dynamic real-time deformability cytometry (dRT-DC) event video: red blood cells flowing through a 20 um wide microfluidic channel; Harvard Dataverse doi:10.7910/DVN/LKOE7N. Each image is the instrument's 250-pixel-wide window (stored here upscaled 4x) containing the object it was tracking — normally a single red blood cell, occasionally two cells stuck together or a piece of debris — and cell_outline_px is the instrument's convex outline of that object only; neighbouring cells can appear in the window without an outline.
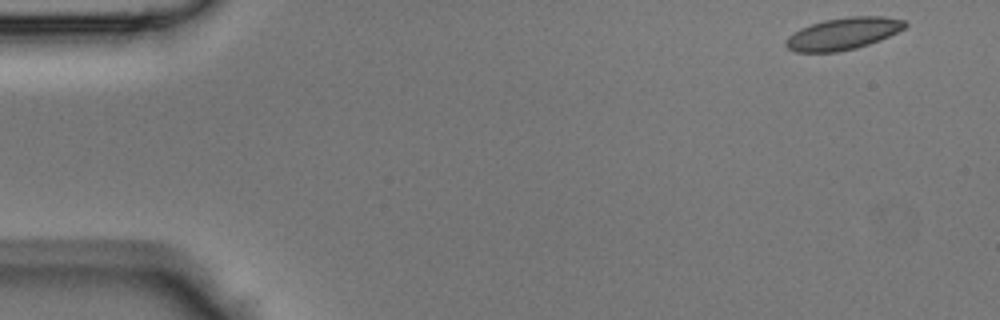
{"species": "Egyptian fruit bat (a non-hibernating species)", "species_latin": "Rousettus aegyptiacus", "temperature_condition": "room temperature", "stored_images_in_passage": 45, "camera_frame_rate_fps": 3000, "um_per_image_px": 0.085, "animal": {"sex": "male"}, "frame": {"image": 1, "passage_image": 1, "time_ms": 0.0, "image_size_px": [1000, 320], "cell_outline_px": [[908, 24], [904, 28], [880, 40], [856, 48], [840, 52], [796, 52], [788, 48], [784, 44], [788, 36], [800, 28], [824, 20], [848, 16], [884, 16], [904, 20]], "centroid_in_image_um": [71.66, 2.86], "position_along_channel_um": 13.3, "area_um2": 22.2}}
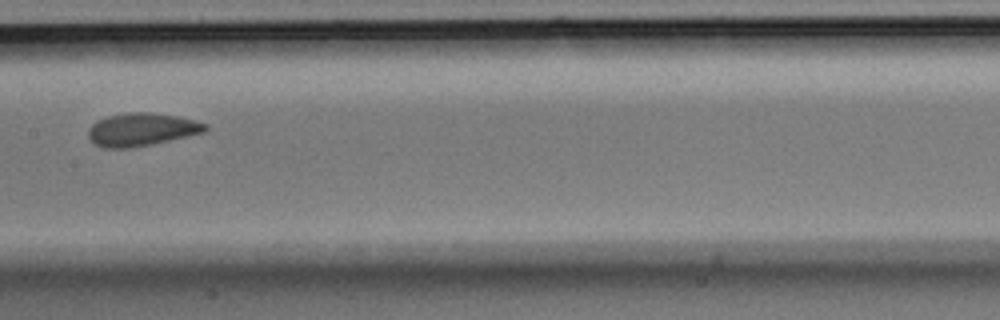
{"frame": {"image": 2, "passage_image": 22, "time_ms": 7.0, "image_size_px": [1000, 320], "cell_outline_px": [[208, 128], [204, 132], [168, 140], [128, 148], [104, 148], [96, 144], [88, 136], [88, 132], [92, 124], [108, 116], [128, 112], [152, 112], [180, 116], [196, 120], [208, 124]], "centroid_in_image_um": [12.07, 10.98], "position_along_channel_um": 195.3, "area_um2": 22.2}}
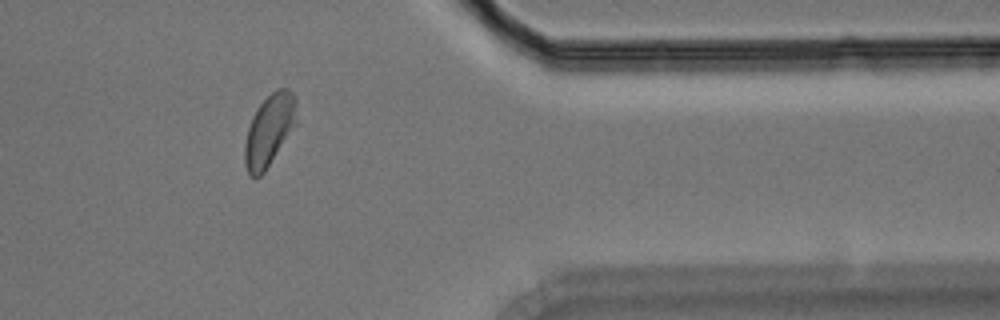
{"frame": {"image": 3, "passage_image": 37, "time_ms": 12.0, "image_size_px": [1000, 320], "cell_outline_px": [[296, 124], [264, 172], [256, 180], [248, 176], [244, 164], [244, 144], [248, 128], [252, 116], [260, 104], [276, 88], [288, 88], [296, 96]], "centroid_in_image_um": [22.86, 11.09], "position_along_channel_um": 388.5, "area_um2": 21.73}}